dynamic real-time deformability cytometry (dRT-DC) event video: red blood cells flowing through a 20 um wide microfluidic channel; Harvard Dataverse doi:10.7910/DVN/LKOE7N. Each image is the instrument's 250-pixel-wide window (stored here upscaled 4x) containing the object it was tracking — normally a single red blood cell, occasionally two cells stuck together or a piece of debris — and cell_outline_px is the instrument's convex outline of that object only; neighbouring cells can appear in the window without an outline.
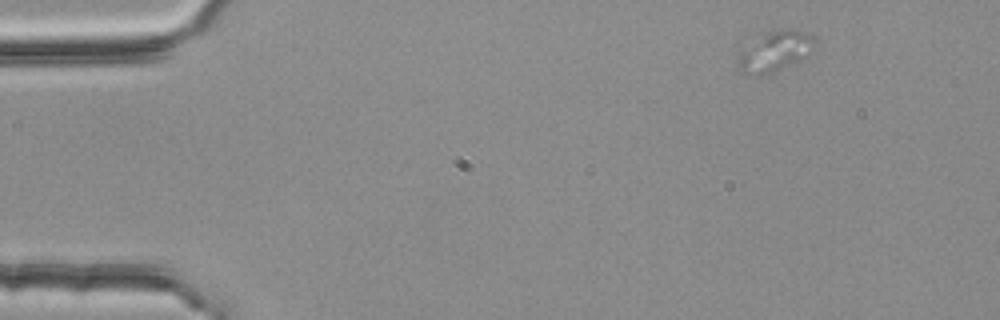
{"species": "common noctule bat (a hibernating species)", "species_latin": "Nyctalus noctula", "temperature_condition": "room temperature", "stored_images_in_passage": 4, "camera_frame_rate_fps": 3000, "um_per_image_px": 0.085, "animal": {"sex": "female", "body_mass_g": 25.1}, "frame": {"image": 1, "passage_image": 1, "time_ms": 0.0, "image_size_px": [1000, 320], "cell_outline_px": [[812, 48], [800, 60], [772, 76], [756, 76], [740, 72], [736, 64], [736, 44], [740, 40], [752, 32], [788, 28], [804, 32], [812, 40]], "centroid_in_image_um": [65.55, 4.35], "position_along_channel_um": 19.4, "area_um2": 20.06}}